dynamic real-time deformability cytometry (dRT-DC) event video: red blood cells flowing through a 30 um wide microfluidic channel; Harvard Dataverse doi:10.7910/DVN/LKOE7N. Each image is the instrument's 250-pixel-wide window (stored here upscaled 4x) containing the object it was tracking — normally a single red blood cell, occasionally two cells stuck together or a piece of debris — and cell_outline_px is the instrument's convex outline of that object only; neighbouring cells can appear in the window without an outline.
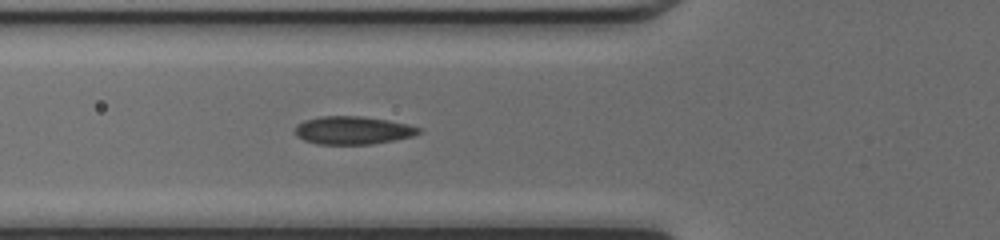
{"species": "common noctule bat (a hibernating species)", "species_latin": "Nyctalus noctula", "temperature_condition": "cold", "stored_images_in_passage": 48, "camera_frame_rate_fps": 3000, "um_per_image_px": 0.085, "animal": {"sex": "female", "body_mass_g": 17.0, "forearm_length_mm": 48.0}, "frame": {"image": 1, "passage_image": 17, "time_ms": 5.333, "image_size_px": [1000, 240], "cell_outline_px": [[424, 128], [420, 132], [412, 136], [372, 144], [316, 144], [304, 140], [296, 136], [296, 124], [304, 120], [320, 116], [364, 116], [388, 120], [408, 124]], "centroid_in_image_um": [29.99, 11.07], "position_along_channel_um": 95.8, "area_um2": 20.29}}
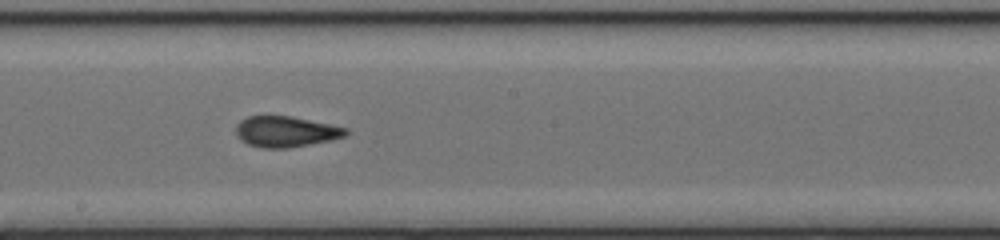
{"frame": {"image": 2, "passage_image": 26, "time_ms": 8.333, "image_size_px": [1000, 240], "cell_outline_px": [[348, 132], [344, 136], [332, 140], [288, 148], [264, 148], [248, 144], [240, 140], [236, 132], [236, 124], [240, 120], [248, 116], [292, 116], [348, 128]], "centroid_in_image_um": [24.28, 11.18], "position_along_channel_um": 223.9, "area_um2": 19.71}}
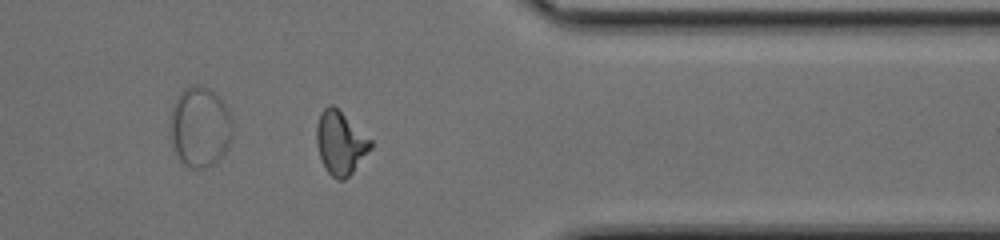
{"frame": {"image": 3, "passage_image": 38, "time_ms": 12.333, "image_size_px": [1000, 240], "cell_outline_px": [[372, 148], [352, 172], [344, 180], [336, 180], [324, 168], [316, 144], [316, 124], [320, 112], [328, 104], [332, 104], [372, 140]], "centroid_in_image_um": [28.91, 12.15], "position_along_channel_um": 382.5, "area_um2": 19.88}, "authors_computed_cell_mechanics": {"area_um2": 19.652, "velocity_mm_per_s": 4.2551, "shape_relaxation_time_tau1_ms": null, "shape_relaxation_time_tau2_ms": 1.6439, "deformation_change_tau1": null, "deformation_change_tau2": 0.0549}}